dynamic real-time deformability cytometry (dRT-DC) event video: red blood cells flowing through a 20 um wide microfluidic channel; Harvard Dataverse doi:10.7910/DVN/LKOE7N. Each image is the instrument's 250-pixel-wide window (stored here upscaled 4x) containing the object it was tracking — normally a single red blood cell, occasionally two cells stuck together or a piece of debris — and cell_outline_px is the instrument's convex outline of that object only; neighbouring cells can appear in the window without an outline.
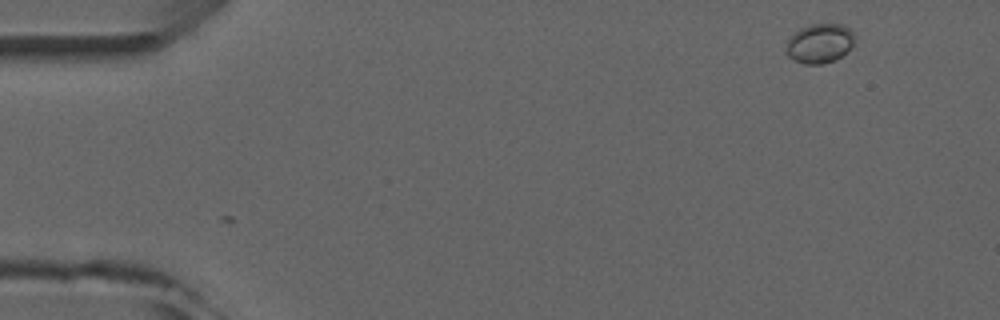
{"species": "common noctule bat (a hibernating species)", "species_latin": "Nyctalus noctula", "temperature_condition": "room temperature", "stored_images_in_passage": 4, "camera_frame_rate_fps": 3000, "um_per_image_px": 0.085, "animal": {"sex": "male", "forearm_length_mm": 52.5}, "frame": {"image": 1, "passage_image": 1, "time_ms": 0.0, "image_size_px": [1000, 320], "cell_outline_px": [[856, 40], [836, 60], [820, 64], [804, 64], [788, 56], [784, 48], [788, 40], [800, 28], [808, 24], [840, 24], [852, 28], [856, 36]], "centroid_in_image_um": [69.68, 3.67], "position_along_channel_um": 15.3, "area_um2": 15.78}}
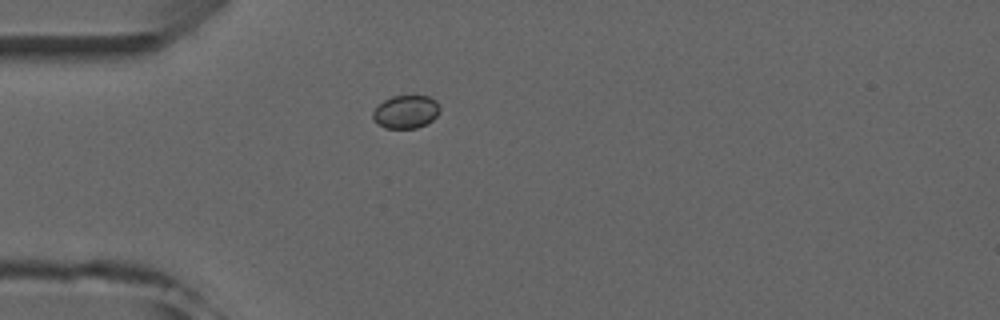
{"frame": {"image": 2, "passage_image": 4, "time_ms": 3.333, "image_size_px": [1000, 320], "cell_outline_px": [[440, 112], [428, 124], [416, 128], [384, 128], [372, 120], [372, 112], [384, 100], [392, 96], [428, 96], [436, 100], [440, 108]], "centroid_in_image_um": [34.5, 9.51], "position_along_channel_um": 50.5, "area_um2": 13.01}}